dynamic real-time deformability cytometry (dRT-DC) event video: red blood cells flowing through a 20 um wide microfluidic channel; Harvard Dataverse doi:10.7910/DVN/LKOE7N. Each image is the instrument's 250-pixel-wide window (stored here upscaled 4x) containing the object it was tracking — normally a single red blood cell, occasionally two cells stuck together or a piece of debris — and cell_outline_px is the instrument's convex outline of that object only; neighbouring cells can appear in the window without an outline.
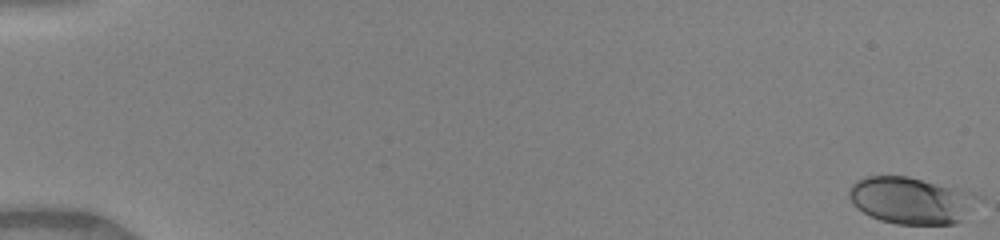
{"species": "human", "species_latin": "Homo sapiens", "temperature_condition": "warm", "stored_images_in_passage": 46, "camera_frame_rate_fps": 3000, "um_per_image_px": 0.085, "donor": {"sex": "female"}, "frame": {"image": 1, "passage_image": 1, "time_ms": 0.0, "image_size_px": [1000, 240], "cell_outline_px": [[984, 200], [956, 224], [896, 224], [880, 220], [856, 208], [852, 204], [848, 196], [848, 188], [856, 180], [868, 176], [908, 176], [972, 192], [984, 196]], "centroid_in_image_um": [77.49, 17.03], "position_along_channel_um": 7.5, "area_um2": 35.66}}
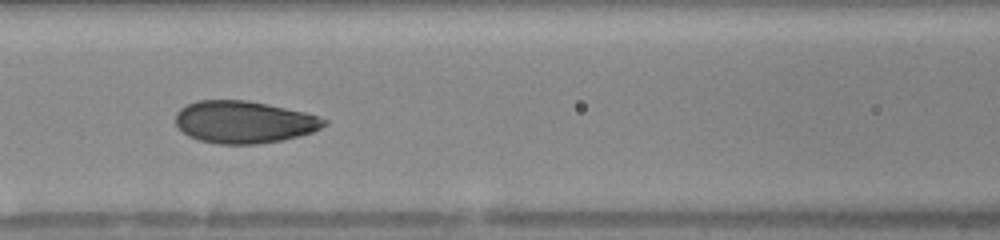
{"frame": {"image": 2, "passage_image": 24, "time_ms": 7.667, "image_size_px": [1000, 240], "cell_outline_px": [[328, 124], [312, 132], [284, 140], [256, 144], [220, 144], [200, 140], [188, 136], [176, 124], [176, 112], [180, 108], [196, 100], [244, 100], [268, 104], [304, 112], [320, 116], [328, 120]], "centroid_in_image_um": [20.76, 10.37], "position_along_channel_um": 145.8, "area_um2": 36.59}}
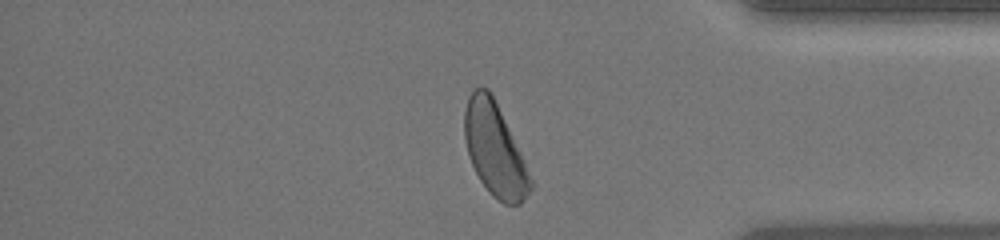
{"frame": {"image": 3, "passage_image": 43, "time_ms": 14.0, "image_size_px": [1000, 240], "cell_outline_px": [[536, 184], [520, 204], [504, 204], [492, 196], [480, 180], [468, 156], [464, 140], [464, 112], [468, 96], [476, 88], [488, 88]], "centroid_in_image_um": [42.06, 12.77], "position_along_channel_um": 393.1, "area_um2": 35.37}, "authors_computed_cell_mechanics": {"area_um2": 36.1539, "velocity_mm_per_s": 4.1327, "shape_relaxation_time_tau1_ms": 2.5179, "shape_relaxation_time_tau2_ms": null, "deformation_change_tau1": 0.1288, "deformation_change_tau2": null}}